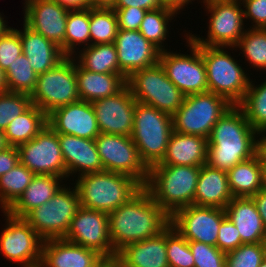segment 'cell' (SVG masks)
Wrapping results in <instances>:
<instances>
[{"label": "cell", "instance_id": "cell-1", "mask_svg": "<svg viewBox=\"0 0 266 267\" xmlns=\"http://www.w3.org/2000/svg\"><path fill=\"white\" fill-rule=\"evenodd\" d=\"M108 218L116 255L129 244L158 235L170 224V216L144 187L127 203L109 213Z\"/></svg>", "mask_w": 266, "mask_h": 267}, {"label": "cell", "instance_id": "cell-2", "mask_svg": "<svg viewBox=\"0 0 266 267\" xmlns=\"http://www.w3.org/2000/svg\"><path fill=\"white\" fill-rule=\"evenodd\" d=\"M257 131L238 105H232L216 122L208 138L207 164L228 172L255 156Z\"/></svg>", "mask_w": 266, "mask_h": 267}, {"label": "cell", "instance_id": "cell-3", "mask_svg": "<svg viewBox=\"0 0 266 267\" xmlns=\"http://www.w3.org/2000/svg\"><path fill=\"white\" fill-rule=\"evenodd\" d=\"M201 166L154 165L144 188L171 217L177 210L194 205Z\"/></svg>", "mask_w": 266, "mask_h": 267}, {"label": "cell", "instance_id": "cell-4", "mask_svg": "<svg viewBox=\"0 0 266 267\" xmlns=\"http://www.w3.org/2000/svg\"><path fill=\"white\" fill-rule=\"evenodd\" d=\"M75 184L81 207L107 214L127 203L143 188L136 179L110 171L81 175Z\"/></svg>", "mask_w": 266, "mask_h": 267}, {"label": "cell", "instance_id": "cell-5", "mask_svg": "<svg viewBox=\"0 0 266 267\" xmlns=\"http://www.w3.org/2000/svg\"><path fill=\"white\" fill-rule=\"evenodd\" d=\"M172 132L170 114L136 101L131 138L148 168L162 161Z\"/></svg>", "mask_w": 266, "mask_h": 267}, {"label": "cell", "instance_id": "cell-6", "mask_svg": "<svg viewBox=\"0 0 266 267\" xmlns=\"http://www.w3.org/2000/svg\"><path fill=\"white\" fill-rule=\"evenodd\" d=\"M200 52L206 65L209 92L226 98L232 105H238L251 80L245 70L222 46H200Z\"/></svg>", "mask_w": 266, "mask_h": 267}, {"label": "cell", "instance_id": "cell-7", "mask_svg": "<svg viewBox=\"0 0 266 267\" xmlns=\"http://www.w3.org/2000/svg\"><path fill=\"white\" fill-rule=\"evenodd\" d=\"M134 98L171 116L179 110L185 95L167 77L162 65L153 66L133 72L126 80Z\"/></svg>", "mask_w": 266, "mask_h": 267}, {"label": "cell", "instance_id": "cell-8", "mask_svg": "<svg viewBox=\"0 0 266 267\" xmlns=\"http://www.w3.org/2000/svg\"><path fill=\"white\" fill-rule=\"evenodd\" d=\"M231 106L226 98L212 92L186 95L172 115L173 131L208 139L216 122Z\"/></svg>", "mask_w": 266, "mask_h": 267}, {"label": "cell", "instance_id": "cell-9", "mask_svg": "<svg viewBox=\"0 0 266 267\" xmlns=\"http://www.w3.org/2000/svg\"><path fill=\"white\" fill-rule=\"evenodd\" d=\"M71 189L64 184L52 199L23 217L44 241L65 238L68 233L81 207L76 187Z\"/></svg>", "mask_w": 266, "mask_h": 267}, {"label": "cell", "instance_id": "cell-10", "mask_svg": "<svg viewBox=\"0 0 266 267\" xmlns=\"http://www.w3.org/2000/svg\"><path fill=\"white\" fill-rule=\"evenodd\" d=\"M66 56L54 68L38 75L30 95L31 102L46 115L52 110L80 101L76 78V59Z\"/></svg>", "mask_w": 266, "mask_h": 267}, {"label": "cell", "instance_id": "cell-11", "mask_svg": "<svg viewBox=\"0 0 266 267\" xmlns=\"http://www.w3.org/2000/svg\"><path fill=\"white\" fill-rule=\"evenodd\" d=\"M205 8L210 13L207 38L188 35L200 46H222L234 48L244 30V9L241 0H203Z\"/></svg>", "mask_w": 266, "mask_h": 267}, {"label": "cell", "instance_id": "cell-12", "mask_svg": "<svg viewBox=\"0 0 266 267\" xmlns=\"http://www.w3.org/2000/svg\"><path fill=\"white\" fill-rule=\"evenodd\" d=\"M94 140L103 171L128 175L145 186L149 168L142 161L131 136L100 133Z\"/></svg>", "mask_w": 266, "mask_h": 267}, {"label": "cell", "instance_id": "cell-13", "mask_svg": "<svg viewBox=\"0 0 266 267\" xmlns=\"http://www.w3.org/2000/svg\"><path fill=\"white\" fill-rule=\"evenodd\" d=\"M186 38L192 55L174 54L166 49L160 52L159 63L167 77L185 96L209 92L206 65L200 52V45L188 36Z\"/></svg>", "mask_w": 266, "mask_h": 267}, {"label": "cell", "instance_id": "cell-14", "mask_svg": "<svg viewBox=\"0 0 266 267\" xmlns=\"http://www.w3.org/2000/svg\"><path fill=\"white\" fill-rule=\"evenodd\" d=\"M3 213L7 224L0 235L1 254L21 267H40L44 240L24 218Z\"/></svg>", "mask_w": 266, "mask_h": 267}, {"label": "cell", "instance_id": "cell-15", "mask_svg": "<svg viewBox=\"0 0 266 267\" xmlns=\"http://www.w3.org/2000/svg\"><path fill=\"white\" fill-rule=\"evenodd\" d=\"M20 163L35 175L67 178L58 134L47 124L36 137L17 146Z\"/></svg>", "mask_w": 266, "mask_h": 267}, {"label": "cell", "instance_id": "cell-16", "mask_svg": "<svg viewBox=\"0 0 266 267\" xmlns=\"http://www.w3.org/2000/svg\"><path fill=\"white\" fill-rule=\"evenodd\" d=\"M225 217V209L192 204L177 210L170 217V224L189 242L217 247L219 227Z\"/></svg>", "mask_w": 266, "mask_h": 267}, {"label": "cell", "instance_id": "cell-17", "mask_svg": "<svg viewBox=\"0 0 266 267\" xmlns=\"http://www.w3.org/2000/svg\"><path fill=\"white\" fill-rule=\"evenodd\" d=\"M64 239L95 250L104 258L116 257L111 244L107 213L80 207Z\"/></svg>", "mask_w": 266, "mask_h": 267}, {"label": "cell", "instance_id": "cell-18", "mask_svg": "<svg viewBox=\"0 0 266 267\" xmlns=\"http://www.w3.org/2000/svg\"><path fill=\"white\" fill-rule=\"evenodd\" d=\"M136 101L127 85L113 96L93 101L100 133L131 136Z\"/></svg>", "mask_w": 266, "mask_h": 267}, {"label": "cell", "instance_id": "cell-19", "mask_svg": "<svg viewBox=\"0 0 266 267\" xmlns=\"http://www.w3.org/2000/svg\"><path fill=\"white\" fill-rule=\"evenodd\" d=\"M25 1L23 23L57 44L65 55V32L69 9L53 0Z\"/></svg>", "mask_w": 266, "mask_h": 267}, {"label": "cell", "instance_id": "cell-20", "mask_svg": "<svg viewBox=\"0 0 266 267\" xmlns=\"http://www.w3.org/2000/svg\"><path fill=\"white\" fill-rule=\"evenodd\" d=\"M47 124L57 134H67L94 140L99 134L92 103L77 101L60 106L47 114Z\"/></svg>", "mask_w": 266, "mask_h": 267}, {"label": "cell", "instance_id": "cell-21", "mask_svg": "<svg viewBox=\"0 0 266 267\" xmlns=\"http://www.w3.org/2000/svg\"><path fill=\"white\" fill-rule=\"evenodd\" d=\"M114 44L121 75L126 79L135 71L159 62L160 50L138 30L118 29Z\"/></svg>", "mask_w": 266, "mask_h": 267}, {"label": "cell", "instance_id": "cell-22", "mask_svg": "<svg viewBox=\"0 0 266 267\" xmlns=\"http://www.w3.org/2000/svg\"><path fill=\"white\" fill-rule=\"evenodd\" d=\"M104 257L64 238L45 240L40 267H95Z\"/></svg>", "mask_w": 266, "mask_h": 267}, {"label": "cell", "instance_id": "cell-23", "mask_svg": "<svg viewBox=\"0 0 266 267\" xmlns=\"http://www.w3.org/2000/svg\"><path fill=\"white\" fill-rule=\"evenodd\" d=\"M58 139L68 178L77 172L79 177L103 171L95 140L67 134H58Z\"/></svg>", "mask_w": 266, "mask_h": 267}, {"label": "cell", "instance_id": "cell-24", "mask_svg": "<svg viewBox=\"0 0 266 267\" xmlns=\"http://www.w3.org/2000/svg\"><path fill=\"white\" fill-rule=\"evenodd\" d=\"M116 257L121 267H169L166 228L154 237L125 246Z\"/></svg>", "mask_w": 266, "mask_h": 267}, {"label": "cell", "instance_id": "cell-25", "mask_svg": "<svg viewBox=\"0 0 266 267\" xmlns=\"http://www.w3.org/2000/svg\"><path fill=\"white\" fill-rule=\"evenodd\" d=\"M225 212L238 229L244 244L264 242L266 227L251 197L233 198L225 207Z\"/></svg>", "mask_w": 266, "mask_h": 267}, {"label": "cell", "instance_id": "cell-26", "mask_svg": "<svg viewBox=\"0 0 266 267\" xmlns=\"http://www.w3.org/2000/svg\"><path fill=\"white\" fill-rule=\"evenodd\" d=\"M23 25L20 31L23 54L37 75L54 68L66 57L57 44L33 31L25 23Z\"/></svg>", "mask_w": 266, "mask_h": 267}, {"label": "cell", "instance_id": "cell-27", "mask_svg": "<svg viewBox=\"0 0 266 267\" xmlns=\"http://www.w3.org/2000/svg\"><path fill=\"white\" fill-rule=\"evenodd\" d=\"M208 139L173 131L162 161L156 165L202 166L207 163Z\"/></svg>", "mask_w": 266, "mask_h": 267}, {"label": "cell", "instance_id": "cell-28", "mask_svg": "<svg viewBox=\"0 0 266 267\" xmlns=\"http://www.w3.org/2000/svg\"><path fill=\"white\" fill-rule=\"evenodd\" d=\"M232 199L227 172L210 167L207 163L202 165L196 185L194 205L225 209Z\"/></svg>", "mask_w": 266, "mask_h": 267}, {"label": "cell", "instance_id": "cell-29", "mask_svg": "<svg viewBox=\"0 0 266 267\" xmlns=\"http://www.w3.org/2000/svg\"><path fill=\"white\" fill-rule=\"evenodd\" d=\"M78 94L81 100H95L113 96L126 86V78L115 73H96L84 69L76 62Z\"/></svg>", "mask_w": 266, "mask_h": 267}, {"label": "cell", "instance_id": "cell-30", "mask_svg": "<svg viewBox=\"0 0 266 267\" xmlns=\"http://www.w3.org/2000/svg\"><path fill=\"white\" fill-rule=\"evenodd\" d=\"M63 179L59 176L35 175L32 182L7 212L12 216L23 218L32 209L52 199L63 186L61 185Z\"/></svg>", "mask_w": 266, "mask_h": 267}, {"label": "cell", "instance_id": "cell-31", "mask_svg": "<svg viewBox=\"0 0 266 267\" xmlns=\"http://www.w3.org/2000/svg\"><path fill=\"white\" fill-rule=\"evenodd\" d=\"M262 167L257 157L253 156L236 164L227 172L233 198L252 197L261 190Z\"/></svg>", "mask_w": 266, "mask_h": 267}, {"label": "cell", "instance_id": "cell-32", "mask_svg": "<svg viewBox=\"0 0 266 267\" xmlns=\"http://www.w3.org/2000/svg\"><path fill=\"white\" fill-rule=\"evenodd\" d=\"M45 125H47V115L32 104L5 128L6 142L9 146L17 147L36 137Z\"/></svg>", "mask_w": 266, "mask_h": 267}, {"label": "cell", "instance_id": "cell-33", "mask_svg": "<svg viewBox=\"0 0 266 267\" xmlns=\"http://www.w3.org/2000/svg\"><path fill=\"white\" fill-rule=\"evenodd\" d=\"M82 49L77 61L84 69L96 73L121 74L114 42L90 45Z\"/></svg>", "mask_w": 266, "mask_h": 267}, {"label": "cell", "instance_id": "cell-34", "mask_svg": "<svg viewBox=\"0 0 266 267\" xmlns=\"http://www.w3.org/2000/svg\"><path fill=\"white\" fill-rule=\"evenodd\" d=\"M35 174L26 166L18 163L9 172L0 177V205L7 211L32 182Z\"/></svg>", "mask_w": 266, "mask_h": 267}, {"label": "cell", "instance_id": "cell-35", "mask_svg": "<svg viewBox=\"0 0 266 267\" xmlns=\"http://www.w3.org/2000/svg\"><path fill=\"white\" fill-rule=\"evenodd\" d=\"M79 44H84V48L91 45L90 8L82 10H69L67 14L65 32V56H76L78 53H76L75 48Z\"/></svg>", "mask_w": 266, "mask_h": 267}, {"label": "cell", "instance_id": "cell-36", "mask_svg": "<svg viewBox=\"0 0 266 267\" xmlns=\"http://www.w3.org/2000/svg\"><path fill=\"white\" fill-rule=\"evenodd\" d=\"M175 14L177 12L168 7L147 11L138 31L160 51H165L162 43L164 44L163 41L169 33V20H172Z\"/></svg>", "mask_w": 266, "mask_h": 267}, {"label": "cell", "instance_id": "cell-37", "mask_svg": "<svg viewBox=\"0 0 266 267\" xmlns=\"http://www.w3.org/2000/svg\"><path fill=\"white\" fill-rule=\"evenodd\" d=\"M250 81L249 88L238 104L250 125L257 131H266V80L258 86Z\"/></svg>", "mask_w": 266, "mask_h": 267}, {"label": "cell", "instance_id": "cell-38", "mask_svg": "<svg viewBox=\"0 0 266 267\" xmlns=\"http://www.w3.org/2000/svg\"><path fill=\"white\" fill-rule=\"evenodd\" d=\"M117 31V17L113 8L90 7L91 45L113 43Z\"/></svg>", "mask_w": 266, "mask_h": 267}, {"label": "cell", "instance_id": "cell-39", "mask_svg": "<svg viewBox=\"0 0 266 267\" xmlns=\"http://www.w3.org/2000/svg\"><path fill=\"white\" fill-rule=\"evenodd\" d=\"M250 28L245 31L235 48L242 50L246 60L255 69L266 70V28Z\"/></svg>", "mask_w": 266, "mask_h": 267}, {"label": "cell", "instance_id": "cell-40", "mask_svg": "<svg viewBox=\"0 0 266 267\" xmlns=\"http://www.w3.org/2000/svg\"><path fill=\"white\" fill-rule=\"evenodd\" d=\"M5 75L7 91L28 95H31L34 91L38 79V75L34 72L24 54L16 58L5 72Z\"/></svg>", "mask_w": 266, "mask_h": 267}, {"label": "cell", "instance_id": "cell-41", "mask_svg": "<svg viewBox=\"0 0 266 267\" xmlns=\"http://www.w3.org/2000/svg\"><path fill=\"white\" fill-rule=\"evenodd\" d=\"M166 252L169 267H195L189 241L171 224L166 227Z\"/></svg>", "mask_w": 266, "mask_h": 267}, {"label": "cell", "instance_id": "cell-42", "mask_svg": "<svg viewBox=\"0 0 266 267\" xmlns=\"http://www.w3.org/2000/svg\"><path fill=\"white\" fill-rule=\"evenodd\" d=\"M32 105L30 95L16 92H0V130Z\"/></svg>", "mask_w": 266, "mask_h": 267}, {"label": "cell", "instance_id": "cell-43", "mask_svg": "<svg viewBox=\"0 0 266 267\" xmlns=\"http://www.w3.org/2000/svg\"><path fill=\"white\" fill-rule=\"evenodd\" d=\"M266 257L264 243L242 244L226 256V267H259Z\"/></svg>", "mask_w": 266, "mask_h": 267}, {"label": "cell", "instance_id": "cell-44", "mask_svg": "<svg viewBox=\"0 0 266 267\" xmlns=\"http://www.w3.org/2000/svg\"><path fill=\"white\" fill-rule=\"evenodd\" d=\"M195 267H226V256L217 247L202 242H189Z\"/></svg>", "mask_w": 266, "mask_h": 267}, {"label": "cell", "instance_id": "cell-45", "mask_svg": "<svg viewBox=\"0 0 266 267\" xmlns=\"http://www.w3.org/2000/svg\"><path fill=\"white\" fill-rule=\"evenodd\" d=\"M22 54L20 30L10 28L0 37V68L6 72L16 58Z\"/></svg>", "mask_w": 266, "mask_h": 267}, {"label": "cell", "instance_id": "cell-46", "mask_svg": "<svg viewBox=\"0 0 266 267\" xmlns=\"http://www.w3.org/2000/svg\"><path fill=\"white\" fill-rule=\"evenodd\" d=\"M242 244L244 243L241 241L238 229L226 216L219 227L217 248L228 254Z\"/></svg>", "mask_w": 266, "mask_h": 267}, {"label": "cell", "instance_id": "cell-47", "mask_svg": "<svg viewBox=\"0 0 266 267\" xmlns=\"http://www.w3.org/2000/svg\"><path fill=\"white\" fill-rule=\"evenodd\" d=\"M116 13L118 29L139 30L147 10L135 7L113 9Z\"/></svg>", "mask_w": 266, "mask_h": 267}, {"label": "cell", "instance_id": "cell-48", "mask_svg": "<svg viewBox=\"0 0 266 267\" xmlns=\"http://www.w3.org/2000/svg\"><path fill=\"white\" fill-rule=\"evenodd\" d=\"M244 18H251L253 28H266V0H241Z\"/></svg>", "mask_w": 266, "mask_h": 267}, {"label": "cell", "instance_id": "cell-49", "mask_svg": "<svg viewBox=\"0 0 266 267\" xmlns=\"http://www.w3.org/2000/svg\"><path fill=\"white\" fill-rule=\"evenodd\" d=\"M19 160V152L16 146H8L0 151V177L15 167Z\"/></svg>", "mask_w": 266, "mask_h": 267}, {"label": "cell", "instance_id": "cell-50", "mask_svg": "<svg viewBox=\"0 0 266 267\" xmlns=\"http://www.w3.org/2000/svg\"><path fill=\"white\" fill-rule=\"evenodd\" d=\"M127 7L141 8L150 11L164 6L162 5V0H116L112 8L120 9Z\"/></svg>", "mask_w": 266, "mask_h": 267}, {"label": "cell", "instance_id": "cell-51", "mask_svg": "<svg viewBox=\"0 0 266 267\" xmlns=\"http://www.w3.org/2000/svg\"><path fill=\"white\" fill-rule=\"evenodd\" d=\"M258 136L255 137V156L262 166H266V131L257 132Z\"/></svg>", "mask_w": 266, "mask_h": 267}, {"label": "cell", "instance_id": "cell-52", "mask_svg": "<svg viewBox=\"0 0 266 267\" xmlns=\"http://www.w3.org/2000/svg\"><path fill=\"white\" fill-rule=\"evenodd\" d=\"M256 204L258 213L266 227V191L259 190L254 196L251 197Z\"/></svg>", "mask_w": 266, "mask_h": 267}, {"label": "cell", "instance_id": "cell-53", "mask_svg": "<svg viewBox=\"0 0 266 267\" xmlns=\"http://www.w3.org/2000/svg\"><path fill=\"white\" fill-rule=\"evenodd\" d=\"M69 10H82L91 7L90 0H53Z\"/></svg>", "mask_w": 266, "mask_h": 267}, {"label": "cell", "instance_id": "cell-54", "mask_svg": "<svg viewBox=\"0 0 266 267\" xmlns=\"http://www.w3.org/2000/svg\"><path fill=\"white\" fill-rule=\"evenodd\" d=\"M192 1L194 0H162V5L171 8L178 13L184 6H187L189 2L192 3Z\"/></svg>", "mask_w": 266, "mask_h": 267}, {"label": "cell", "instance_id": "cell-55", "mask_svg": "<svg viewBox=\"0 0 266 267\" xmlns=\"http://www.w3.org/2000/svg\"><path fill=\"white\" fill-rule=\"evenodd\" d=\"M95 267H121L117 257L103 258Z\"/></svg>", "mask_w": 266, "mask_h": 267}, {"label": "cell", "instance_id": "cell-56", "mask_svg": "<svg viewBox=\"0 0 266 267\" xmlns=\"http://www.w3.org/2000/svg\"><path fill=\"white\" fill-rule=\"evenodd\" d=\"M116 0H90L91 7L112 8Z\"/></svg>", "mask_w": 266, "mask_h": 267}, {"label": "cell", "instance_id": "cell-57", "mask_svg": "<svg viewBox=\"0 0 266 267\" xmlns=\"http://www.w3.org/2000/svg\"><path fill=\"white\" fill-rule=\"evenodd\" d=\"M7 91V82L5 72L0 68V92Z\"/></svg>", "mask_w": 266, "mask_h": 267}, {"label": "cell", "instance_id": "cell-58", "mask_svg": "<svg viewBox=\"0 0 266 267\" xmlns=\"http://www.w3.org/2000/svg\"><path fill=\"white\" fill-rule=\"evenodd\" d=\"M0 13V37L4 35L11 27H7L8 25L5 23L6 21L2 17Z\"/></svg>", "mask_w": 266, "mask_h": 267}, {"label": "cell", "instance_id": "cell-59", "mask_svg": "<svg viewBox=\"0 0 266 267\" xmlns=\"http://www.w3.org/2000/svg\"><path fill=\"white\" fill-rule=\"evenodd\" d=\"M8 146L4 131L0 130V151L5 150Z\"/></svg>", "mask_w": 266, "mask_h": 267}, {"label": "cell", "instance_id": "cell-60", "mask_svg": "<svg viewBox=\"0 0 266 267\" xmlns=\"http://www.w3.org/2000/svg\"><path fill=\"white\" fill-rule=\"evenodd\" d=\"M261 190L266 191V166L262 167V185Z\"/></svg>", "mask_w": 266, "mask_h": 267}, {"label": "cell", "instance_id": "cell-61", "mask_svg": "<svg viewBox=\"0 0 266 267\" xmlns=\"http://www.w3.org/2000/svg\"><path fill=\"white\" fill-rule=\"evenodd\" d=\"M259 267H266V257L264 258L263 262L260 264Z\"/></svg>", "mask_w": 266, "mask_h": 267}, {"label": "cell", "instance_id": "cell-62", "mask_svg": "<svg viewBox=\"0 0 266 267\" xmlns=\"http://www.w3.org/2000/svg\"><path fill=\"white\" fill-rule=\"evenodd\" d=\"M264 246H265V251H266V234H265V238H264Z\"/></svg>", "mask_w": 266, "mask_h": 267}]
</instances>
